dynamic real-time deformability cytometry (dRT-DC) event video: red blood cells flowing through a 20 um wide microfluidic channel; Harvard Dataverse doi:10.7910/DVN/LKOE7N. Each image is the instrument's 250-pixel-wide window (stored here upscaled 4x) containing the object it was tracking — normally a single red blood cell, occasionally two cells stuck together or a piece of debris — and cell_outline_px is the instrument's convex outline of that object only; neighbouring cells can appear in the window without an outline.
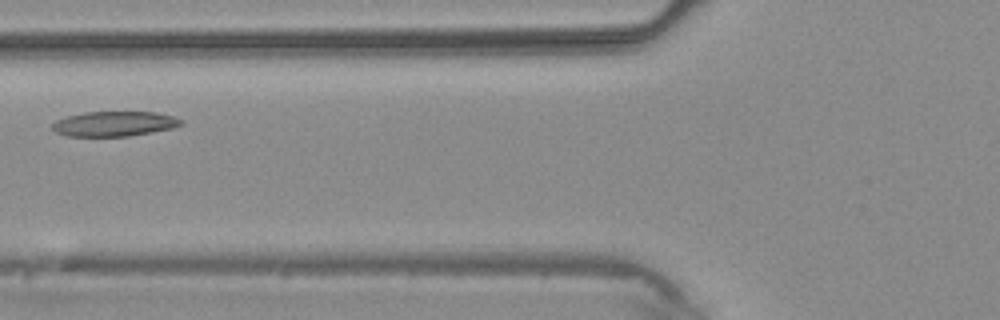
{"species": "common noctule bat (a hibernating species)", "species_latin": "Nyctalus noctula", "temperature_condition": "warm", "stored_images_in_passage": 3, "camera_frame_rate_fps": 3000, "um_per_image_px": 0.085, "animal": {"sex": "male", "body_mass_g": 20.4}, "frame": {"image": 1, "passage_image": 3, "time_ms": 2.333, "image_size_px": [1000, 320], "cell_outline_px": [[184, 124], [172, 128], [152, 132], [128, 136], [68, 136], [56, 132], [52, 128], [52, 124], [56, 120], [68, 116], [84, 112], [156, 112], [172, 116], [184, 120]], "centroid_in_image_um": [9.74, 10.52], "position_along_channel_um": 116.1, "area_um2": 18.67}}